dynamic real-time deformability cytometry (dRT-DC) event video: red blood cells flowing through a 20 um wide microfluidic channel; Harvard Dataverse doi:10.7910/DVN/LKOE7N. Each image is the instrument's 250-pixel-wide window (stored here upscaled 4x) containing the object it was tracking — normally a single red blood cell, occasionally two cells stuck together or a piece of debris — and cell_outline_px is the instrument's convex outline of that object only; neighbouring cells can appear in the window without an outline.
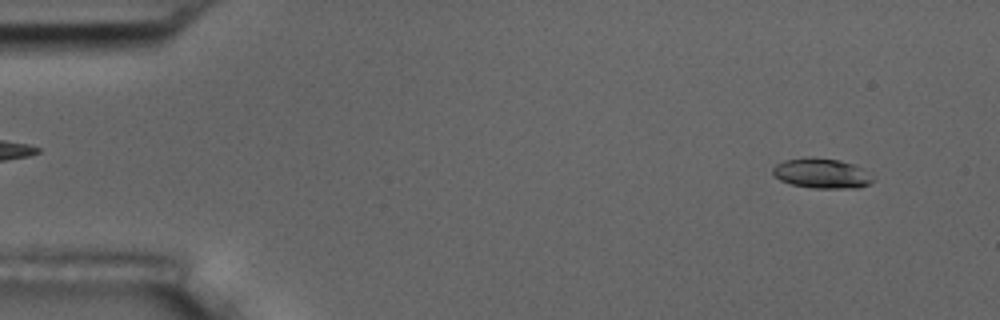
{"species": "common noctule bat (a hibernating species)", "species_latin": "Nyctalus noctula", "temperature_condition": "room temperature", "stored_images_in_passage": 3, "camera_frame_rate_fps": 3000, "um_per_image_px": 0.085, "animal": {"sex": "male", "body_mass_g": 17.5, "forearm_length_mm": 52.3}, "frame": {"image": 1, "passage_image": 1, "time_ms": 0.0, "image_size_px": [1000, 320], "cell_outline_px": [[876, 180], [860, 188], [812, 188], [792, 184], [780, 180], [772, 172], [772, 168], [776, 164], [784, 160], [840, 160], [864, 168]], "centroid_in_image_um": [69.91, 14.79], "position_along_channel_um": 15.1, "area_um2": 16.88}}